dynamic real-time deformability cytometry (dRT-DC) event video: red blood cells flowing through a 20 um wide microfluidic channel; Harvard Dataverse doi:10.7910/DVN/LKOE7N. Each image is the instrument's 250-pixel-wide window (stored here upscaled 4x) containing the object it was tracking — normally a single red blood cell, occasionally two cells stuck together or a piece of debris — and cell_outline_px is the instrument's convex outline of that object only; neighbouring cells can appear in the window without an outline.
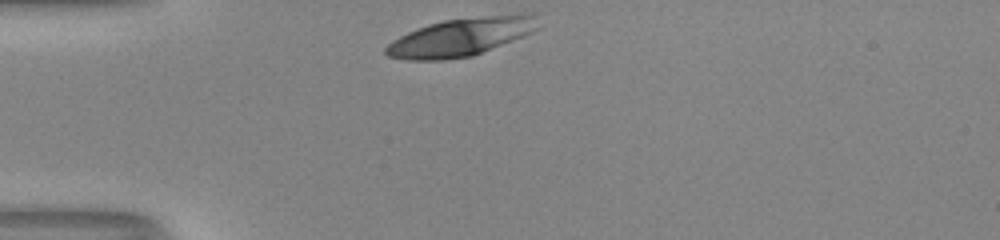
{"species": "human", "species_latin": "Homo sapiens", "temperature_condition": "room temperature", "stored_images_in_passage": 29, "camera_frame_rate_fps": 3000, "um_per_image_px": 0.085, "donor": {"sex": "male"}, "frame": {"image": 1, "passage_image": 1, "time_ms": 0.0, "image_size_px": [1000, 240], "cell_outline_px": [[540, 28], [532, 32], [472, 56], [444, 60], [408, 60], [388, 56], [384, 52], [384, 48], [392, 40], [416, 28], [428, 24], [444, 20], [520, 12], [536, 12]], "centroid_in_image_um": [39.23, 3.11], "position_along_channel_um": 45.8, "area_um2": 34.1}}
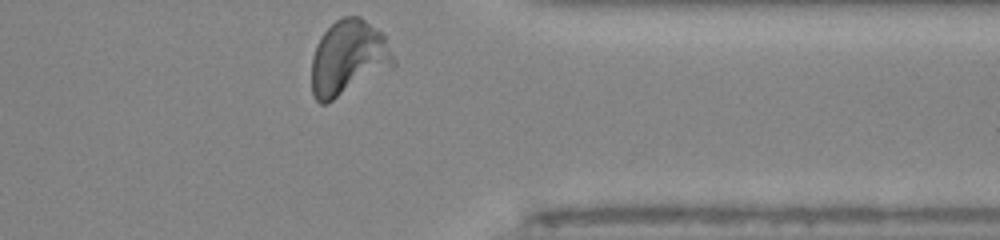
{"frame": {"image": 2, "passage_image": 29, "time_ms": 9.333, "image_size_px": [1000, 240], "cell_outline_px": [[396, 64], [392, 68], [328, 104], [320, 104], [312, 96], [312, 56], [316, 44], [320, 36], [336, 20], [344, 16], [360, 16], [376, 28], [384, 36]], "centroid_in_image_um": [29.59, 4.96], "position_along_channel_um": 381.8, "area_um2": 36.01}, "authors_computed_cell_mechanics": {"area_um2": 34.0442, "velocity_mm_per_s": 3.9444, "shape_relaxation_time_tau1_ms": 3.1719, "shape_relaxation_time_tau2_ms": 0.6772, "deformation_change_tau1": 0.1852, "deformation_change_tau2": 0.0819}}